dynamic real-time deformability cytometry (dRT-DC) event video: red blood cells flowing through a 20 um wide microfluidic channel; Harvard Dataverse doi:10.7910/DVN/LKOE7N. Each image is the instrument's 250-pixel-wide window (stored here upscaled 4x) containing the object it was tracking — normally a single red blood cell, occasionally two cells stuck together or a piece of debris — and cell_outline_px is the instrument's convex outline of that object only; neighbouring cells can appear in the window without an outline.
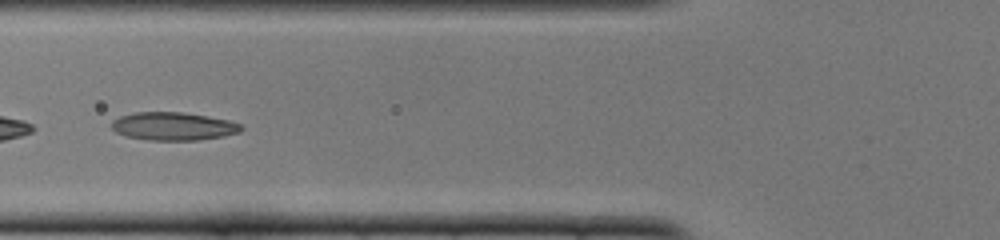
{"species": "common noctule bat (a hibernating species)", "species_latin": "Nyctalus noctula", "temperature_condition": "cold", "stored_images_in_passage": 15, "camera_frame_rate_fps": 3000, "um_per_image_px": 0.085, "animal": {"sex": "female", "body_mass_g": 22.0, "forearm_length_mm": 56.7}, "frame": {"image": 1, "passage_image": 9, "time_ms": 2.667, "image_size_px": [1000, 240], "cell_outline_px": [[244, 128], [240, 132], [224, 136], [200, 140], [148, 140], [124, 136], [116, 132], [112, 128], [112, 120], [120, 116], [132, 112], [184, 112], [208, 116], [228, 120], [240, 124]], "centroid_in_image_um": [14.72, 10.73], "position_along_channel_um": 111.1, "area_um2": 21.39}}